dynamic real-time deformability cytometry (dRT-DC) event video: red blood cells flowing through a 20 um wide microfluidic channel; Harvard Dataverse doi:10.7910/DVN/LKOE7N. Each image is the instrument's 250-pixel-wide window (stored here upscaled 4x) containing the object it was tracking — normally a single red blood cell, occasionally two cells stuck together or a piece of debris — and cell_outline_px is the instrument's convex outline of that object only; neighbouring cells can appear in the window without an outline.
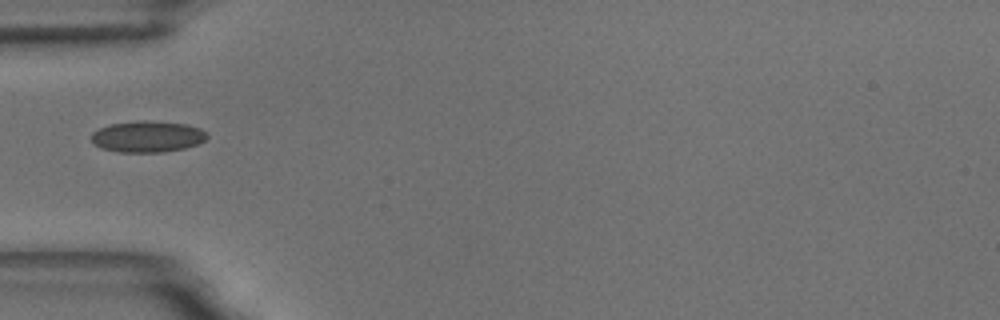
{"species": "common noctule bat (a hibernating species)", "species_latin": "Nyctalus noctula", "temperature_condition": "room temperature", "stored_images_in_passage": 39, "camera_frame_rate_fps": 3000, "um_per_image_px": 0.085, "animal": {"sex": "male", "body_mass_g": 18.8}, "frame": {"image": 1, "passage_image": 1, "time_ms": 0.0, "image_size_px": [1000, 320], "cell_outline_px": [[208, 136], [204, 140], [196, 144], [184, 148], [160, 152], [120, 152], [100, 148], [92, 144], [88, 136], [92, 132], [108, 124], [136, 120], [144, 120], [188, 124], [200, 128], [208, 132]], "centroid_in_image_um": [12.47, 11.6], "position_along_channel_um": 72.5, "area_um2": 21.44}}
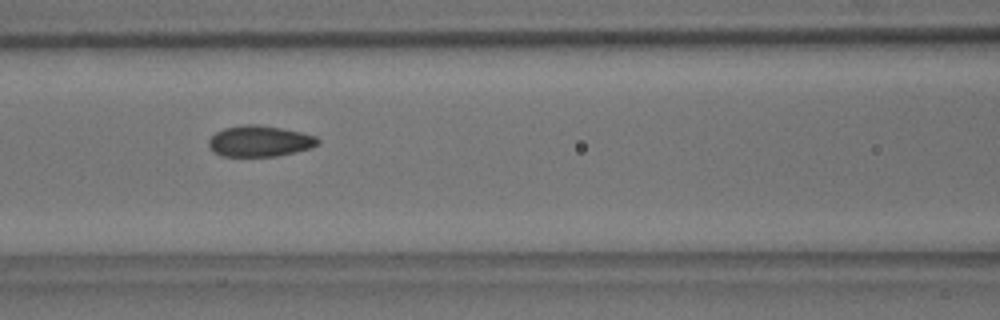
{"frame": {"image": 2, "passage_image": 7, "time_ms": 2.0, "image_size_px": [1000, 320], "cell_outline_px": [[320, 144], [312, 148], [276, 156], [220, 156], [212, 152], [208, 148], [208, 140], [216, 132], [224, 128], [244, 124], [256, 124], [280, 128], [300, 132], [316, 136], [320, 140]], "centroid_in_image_um": [22.05, 12.0], "position_along_channel_um": 144.5, "area_um2": 19.88}}
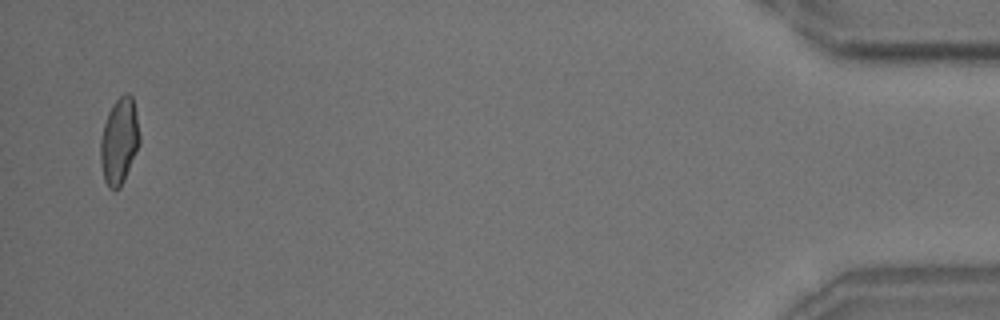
{"frame": {"image": 3, "passage_image": 38, "time_ms": 12.333, "image_size_px": [1000, 320], "cell_outline_px": [[140, 144], [124, 180], [120, 188], [108, 188], [104, 180], [100, 160], [100, 140], [104, 124], [108, 112], [112, 104], [124, 92], [128, 92], [132, 96], [136, 112], [140, 136]], "centroid_in_image_um": [10.14, 11.97], "position_along_channel_um": 425.1, "area_um2": 19.77}}